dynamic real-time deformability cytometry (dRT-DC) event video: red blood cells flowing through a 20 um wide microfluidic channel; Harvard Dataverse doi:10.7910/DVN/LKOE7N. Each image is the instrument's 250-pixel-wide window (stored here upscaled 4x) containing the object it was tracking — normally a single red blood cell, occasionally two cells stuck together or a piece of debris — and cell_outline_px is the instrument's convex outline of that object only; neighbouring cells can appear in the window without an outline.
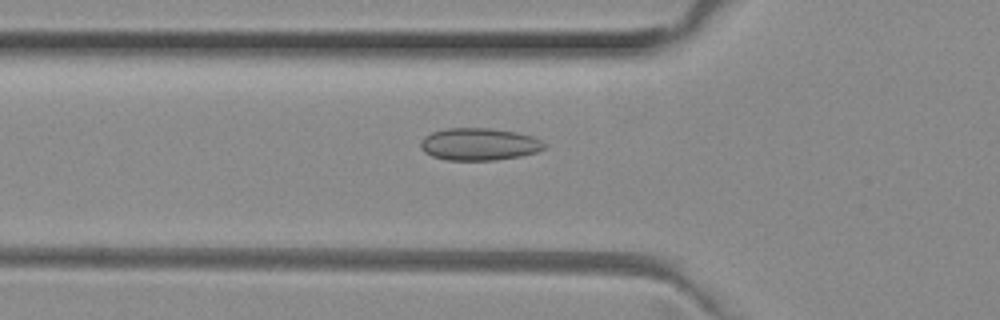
{"species": "common noctule bat (a hibernating species)", "species_latin": "Nyctalus noctula", "temperature_condition": "room temperature", "stored_images_in_passage": 33, "camera_frame_rate_fps": 3000, "um_per_image_px": 0.085, "animal": {"sex": "female", "body_mass_g": 29.2, "forearm_length_mm": 56.3}, "frame": {"image": 1, "passage_image": 2, "time_ms": 0.333, "image_size_px": [1000, 320], "cell_outline_px": [[548, 144], [544, 148], [536, 152], [520, 156], [496, 160], [448, 160], [432, 156], [424, 152], [420, 148], [420, 144], [424, 136], [432, 132], [444, 128], [492, 128], [516, 132], [532, 136]], "centroid_in_image_um": [40.72, 12.25], "position_along_channel_um": 85.1, "area_um2": 23.41}}
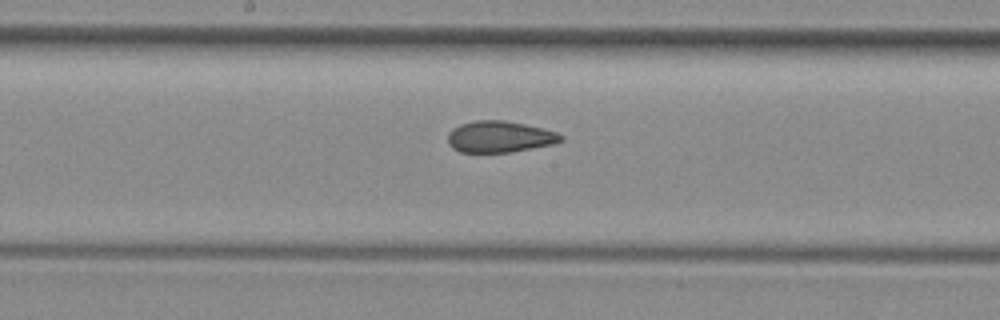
{"frame": {"image": 2, "passage_image": 11, "time_ms": 3.333, "image_size_px": [1000, 320], "cell_outline_px": [[564, 140], [552, 144], [512, 152], [460, 152], [452, 148], [448, 144], [448, 132], [452, 128], [460, 124], [476, 120], [504, 120], [544, 128], [556, 132], [564, 136]], "centroid_in_image_um": [42.46, 11.62], "position_along_channel_um": 205.7, "area_um2": 20.81}}
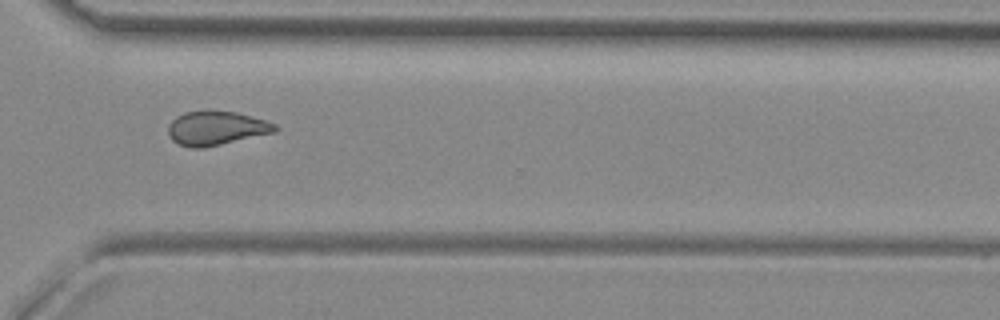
{"frame": {"image": 3, "passage_image": 22, "time_ms": 7.0, "image_size_px": [1000, 320], "cell_outline_px": [[276, 132], [204, 148], [188, 148], [172, 140], [168, 132], [168, 124], [176, 116], [184, 112], [208, 108], [236, 112], [252, 116], [276, 124]], "centroid_in_image_um": [18.34, 10.86], "position_along_channel_um": 352.3, "area_um2": 21.68}}